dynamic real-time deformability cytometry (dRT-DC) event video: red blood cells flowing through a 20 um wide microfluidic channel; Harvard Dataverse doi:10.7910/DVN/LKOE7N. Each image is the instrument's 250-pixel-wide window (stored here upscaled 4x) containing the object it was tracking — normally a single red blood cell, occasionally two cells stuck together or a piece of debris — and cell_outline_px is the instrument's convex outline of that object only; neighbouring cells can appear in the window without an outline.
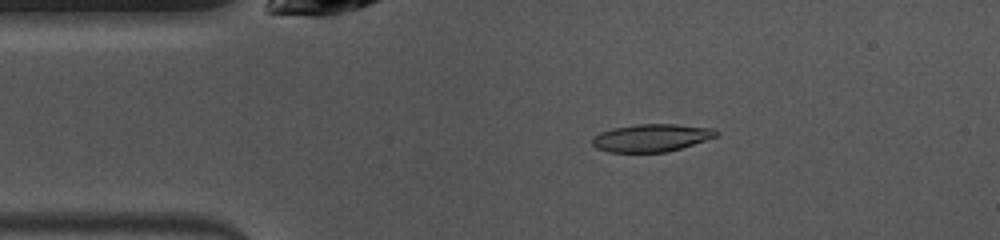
{"species": "common noctule bat (a hibernating species)", "species_latin": "Nyctalus noctula", "temperature_condition": "warm", "stored_images_in_passage": 48, "camera_frame_rate_fps": 3000, "um_per_image_px": 0.085, "animal": {"sex": "female", "body_mass_g": 10.0, "forearm_length_mm": 53.1}, "frame": {"image": 1, "passage_image": 8, "time_ms": 2.333, "image_size_px": [1000, 240], "cell_outline_px": [[720, 132], [716, 136], [668, 152], [608, 152], [596, 148], [592, 144], [592, 136], [600, 132], [612, 128], [636, 124], [676, 124], [716, 128]], "centroid_in_image_um": [55.34, 11.7], "position_along_channel_um": 29.7, "area_um2": 20.06}}
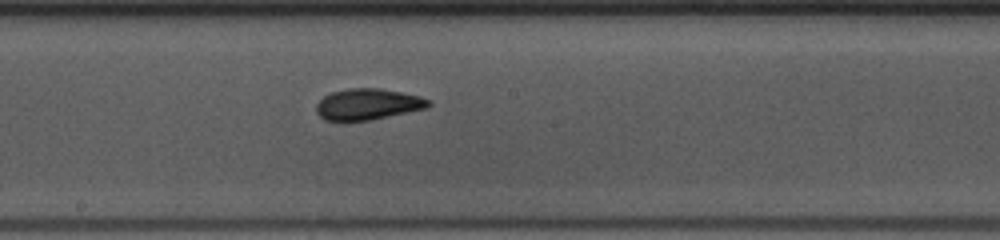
{"frame": {"image": 2, "passage_image": 24, "time_ms": 7.667, "image_size_px": [1000, 240], "cell_outline_px": [[432, 104], [428, 108], [368, 120], [344, 124], [324, 120], [316, 112], [316, 104], [324, 96], [332, 92], [348, 88], [380, 88], [420, 96], [432, 100]], "centroid_in_image_um": [31.23, 8.89], "position_along_channel_um": 217.0, "area_um2": 20.92}}
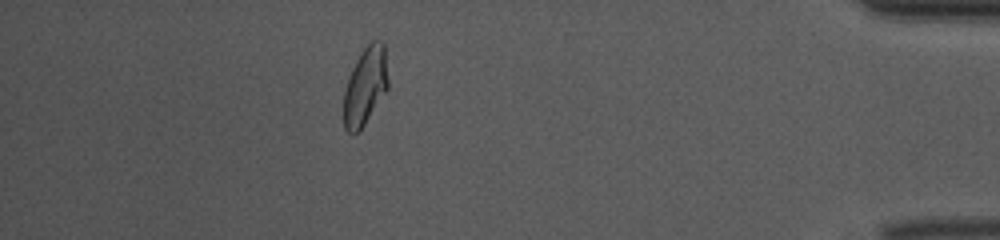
{"frame": {"image": 3, "passage_image": 42, "time_ms": 13.667, "image_size_px": [1000, 240], "cell_outline_px": [[388, 88], [360, 132], [352, 136], [344, 128], [344, 88], [348, 76], [360, 52], [372, 40], [380, 40], [384, 44], [388, 80]], "centroid_in_image_um": [31.03, 7.35], "position_along_channel_um": 404.2, "area_um2": 20.4}, "authors_computed_cell_mechanics": {"area_um2": 20.3167, "velocity_mm_per_s": 4.025, "shape_relaxation_time_tau1_ms": 5.1422, "shape_relaxation_time_tau2_ms": 1.883, "deformation_change_tau1": 0.1713, "deformation_change_tau2": 0.0672}}